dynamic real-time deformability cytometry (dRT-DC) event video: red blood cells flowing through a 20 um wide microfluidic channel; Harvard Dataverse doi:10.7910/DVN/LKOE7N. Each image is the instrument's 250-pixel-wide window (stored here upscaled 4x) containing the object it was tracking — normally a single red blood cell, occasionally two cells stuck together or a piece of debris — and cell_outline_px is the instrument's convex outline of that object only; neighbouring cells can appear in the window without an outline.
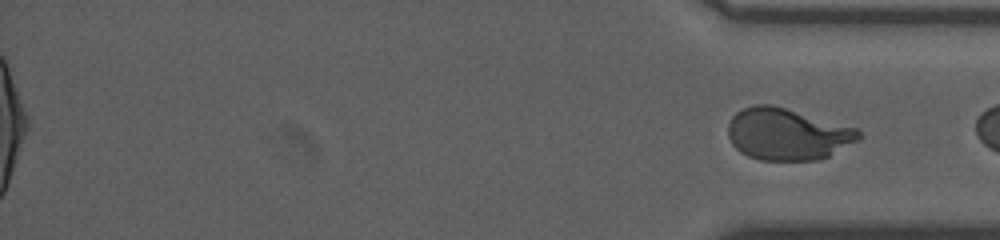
{"species": "human", "species_latin": "Homo sapiens", "temperature_condition": "room temperature", "stored_images_in_passage": 86, "segment_of_instrument_passage": [2, 2], "camera_frame_rate_fps": 3000, "um_per_image_px": 0.085, "donor": {"sex": "male"}, "frame": {"image": 1, "passage_image": 86, "time_ms": 20.0, "image_size_px": [1000, 240], "cell_outline_px": [[860, 136], [856, 140], [828, 156], [820, 160], [760, 160], [748, 156], [740, 152], [732, 144], [728, 136], [728, 124], [732, 116], [736, 112], [752, 104], [772, 104], [856, 128], [860, 132]], "centroid_in_image_um": [66.86, 11.39], "position_along_channel_um": 368.3, "area_um2": 39.19}}